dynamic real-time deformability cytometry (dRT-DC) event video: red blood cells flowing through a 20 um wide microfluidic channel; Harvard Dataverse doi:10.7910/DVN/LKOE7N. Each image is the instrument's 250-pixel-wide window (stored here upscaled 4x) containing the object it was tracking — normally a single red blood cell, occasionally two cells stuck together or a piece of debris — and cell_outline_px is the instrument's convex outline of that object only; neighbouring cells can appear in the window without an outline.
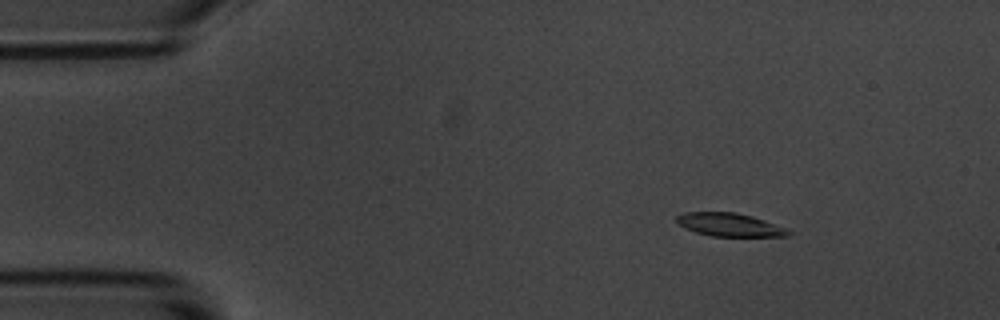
{"species": "common noctule bat (a hibernating species)", "species_latin": "Nyctalus noctula", "temperature_condition": "room temperature", "stored_images_in_passage": 10, "camera_frame_rate_fps": 3000, "um_per_image_px": 0.085, "animal": {"sex": "male", "body_mass_g": 20.1, "forearm_length_mm": 53.5}, "frame": {"image": 1, "passage_image": 1, "time_ms": 0.0, "image_size_px": [1000, 320], "cell_outline_px": [[792, 232], [788, 236], [712, 236], [696, 232], [680, 224], [676, 220], [676, 216], [684, 212], [736, 212], [752, 216], [764, 220], [784, 228]], "centroid_in_image_um": [62.01, 19.09], "position_along_channel_um": 23.0, "area_um2": 14.85}}
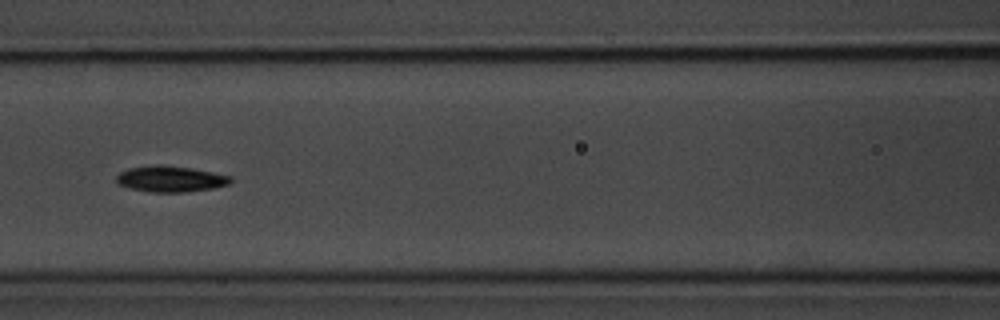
{"frame": {"image": 2, "passage_image": 6, "time_ms": 5.667, "image_size_px": [1000, 320], "cell_outline_px": [[232, 180], [228, 184], [216, 188], [184, 192], [152, 192], [132, 188], [120, 184], [116, 180], [116, 176], [120, 172], [128, 168], [156, 164], [160, 164], [192, 168], [232, 176]], "centroid_in_image_um": [14.52, 15.2], "position_along_channel_um": 152.1, "area_um2": 17.28}}
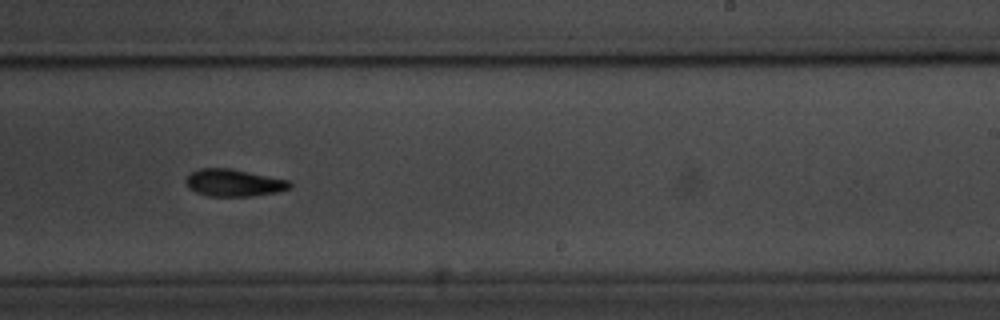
{"frame": {"image": 3, "passage_image": 9, "time_ms": 9.0, "image_size_px": [1000, 320], "cell_outline_px": [[292, 184], [288, 188], [276, 192], [252, 196], [208, 196], [196, 192], [188, 188], [184, 180], [192, 172], [200, 168], [232, 168], [288, 180]], "centroid_in_image_um": [19.83, 15.53], "position_along_channel_um": 269.2, "area_um2": 16.42}}